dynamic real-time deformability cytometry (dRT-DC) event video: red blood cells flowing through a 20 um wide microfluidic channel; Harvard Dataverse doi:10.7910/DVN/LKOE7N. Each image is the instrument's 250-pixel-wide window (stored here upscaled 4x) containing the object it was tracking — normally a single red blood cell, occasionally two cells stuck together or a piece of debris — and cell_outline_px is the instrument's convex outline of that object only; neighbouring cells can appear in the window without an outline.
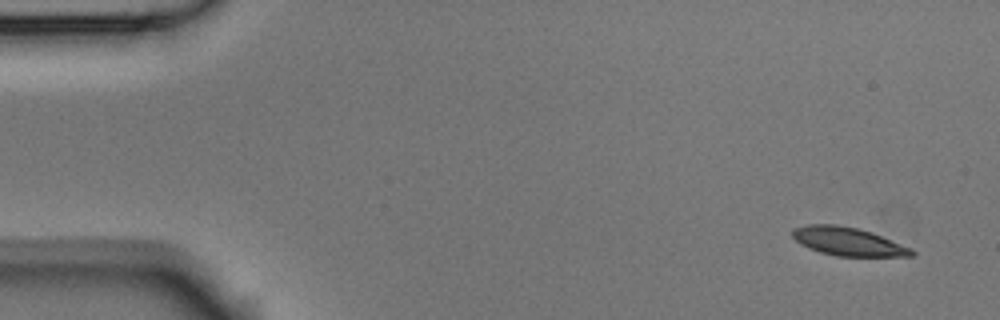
{"species": "Egyptian fruit bat (a non-hibernating species)", "species_latin": "Rousettus aegyptiacus", "temperature_condition": "room temperature", "stored_images_in_passage": 4, "camera_frame_rate_fps": 3000, "um_per_image_px": 0.085, "animal": {"sex": "male"}, "frame": {"image": 1, "passage_image": 1, "time_ms": 0.0, "image_size_px": [1000, 320], "cell_outline_px": [[916, 256], [836, 256], [820, 252], [808, 248], [800, 244], [792, 236], [792, 228], [808, 224], [836, 224], [860, 228], [872, 232], [912, 248], [916, 252]], "centroid_in_image_um": [72.09, 20.52], "position_along_channel_um": 12.9, "area_um2": 19.94}}
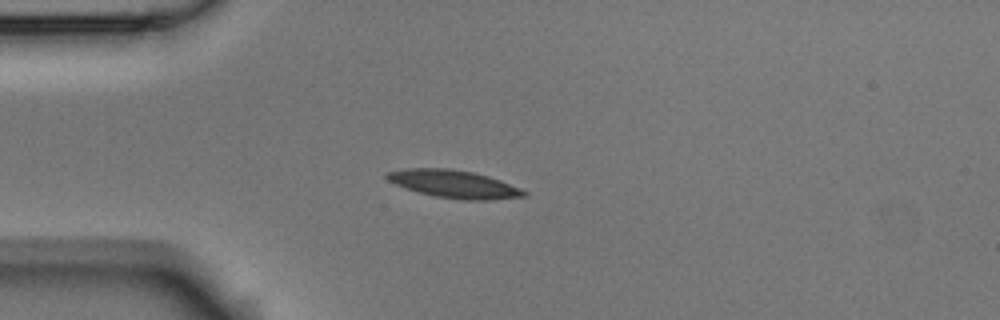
{"frame": {"image": 2, "passage_image": 4, "time_ms": 1.0, "image_size_px": [1000, 320], "cell_outline_px": [[528, 196], [488, 200], [460, 200], [436, 196], [404, 188], [388, 180], [384, 176], [388, 172], [408, 168], [448, 168], [472, 172], [488, 176], [500, 180], [520, 188], [528, 192]], "centroid_in_image_um": [38.61, 15.65], "position_along_channel_um": 46.4, "area_um2": 22.08}}